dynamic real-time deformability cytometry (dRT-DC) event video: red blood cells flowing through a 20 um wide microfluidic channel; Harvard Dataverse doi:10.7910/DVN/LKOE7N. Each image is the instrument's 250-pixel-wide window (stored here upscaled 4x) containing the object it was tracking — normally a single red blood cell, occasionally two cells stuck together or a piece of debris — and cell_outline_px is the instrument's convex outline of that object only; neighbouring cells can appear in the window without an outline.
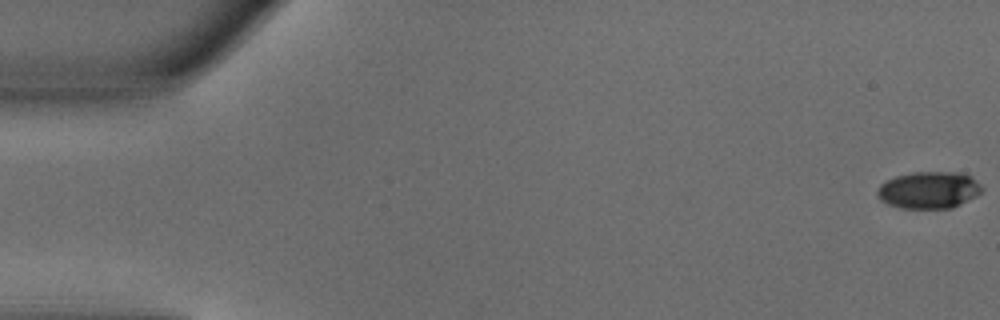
{"species": "common noctule bat (a hibernating species)", "species_latin": "Nyctalus noctula", "temperature_condition": "warm", "stored_images_in_passage": 50, "camera_frame_rate_fps": 3000, "um_per_image_px": 0.085, "animal": {"sex": "male", "body_mass_g": 18.8}, "frame": {"image": 1, "passage_image": 1, "time_ms": 0.0, "image_size_px": [1000, 320], "cell_outline_px": [[984, 188], [976, 196], [952, 208], [900, 208], [888, 204], [880, 200], [876, 196], [876, 192], [880, 184], [896, 176], [912, 172], [960, 172], [972, 176]], "centroid_in_image_um": [78.95, 16.15], "position_along_channel_um": 6.1, "area_um2": 22.66}}
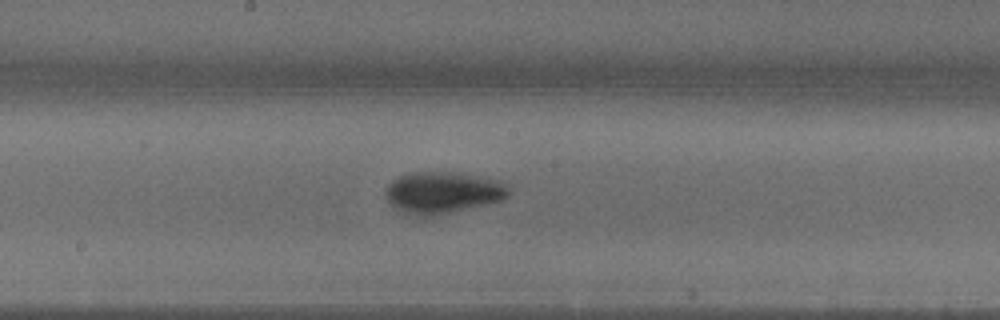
{"frame": {"image": 2, "passage_image": 27, "time_ms": 8.667, "image_size_px": [1000, 320], "cell_outline_px": [[508, 196], [500, 200], [484, 204], [432, 216], [416, 216], [396, 208], [388, 200], [388, 184], [392, 180], [400, 176], [416, 172], [452, 172], [500, 180], [508, 188]], "centroid_in_image_um": [37.64, 16.35], "position_along_channel_um": 210.6, "area_um2": 29.02}}
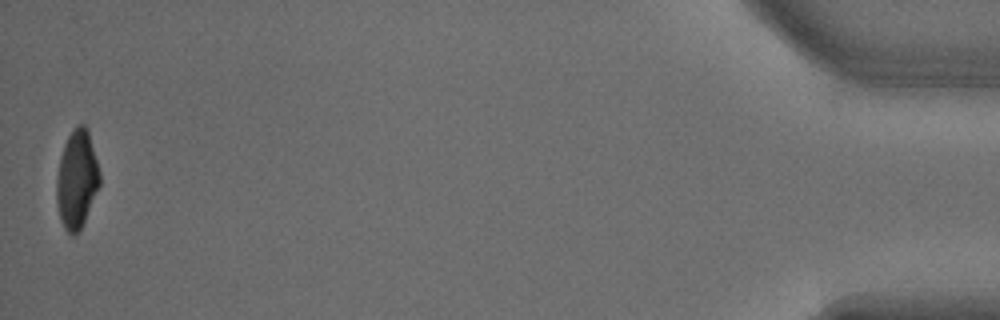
{"frame": {"image": 3, "passage_image": 50, "time_ms": 16.333, "image_size_px": [1000, 320], "cell_outline_px": [[100, 184], [84, 220], [80, 228], [72, 236], [64, 228], [60, 220], [56, 200], [56, 180], [60, 156], [64, 144], [72, 128], [80, 124], [84, 124], [88, 128], [100, 172]], "centroid_in_image_um": [6.52, 15.2], "position_along_channel_um": 428.7, "area_um2": 24.62}, "authors_computed_cell_mechanics": {"area_um2": 25.8366, "velocity_mm_per_s": 4.0604, "shape_relaxation_time_tau1_ms": 2.2907, "shape_relaxation_time_tau2_ms": null, "deformation_change_tau1": 0.158, "deformation_change_tau2": null}}